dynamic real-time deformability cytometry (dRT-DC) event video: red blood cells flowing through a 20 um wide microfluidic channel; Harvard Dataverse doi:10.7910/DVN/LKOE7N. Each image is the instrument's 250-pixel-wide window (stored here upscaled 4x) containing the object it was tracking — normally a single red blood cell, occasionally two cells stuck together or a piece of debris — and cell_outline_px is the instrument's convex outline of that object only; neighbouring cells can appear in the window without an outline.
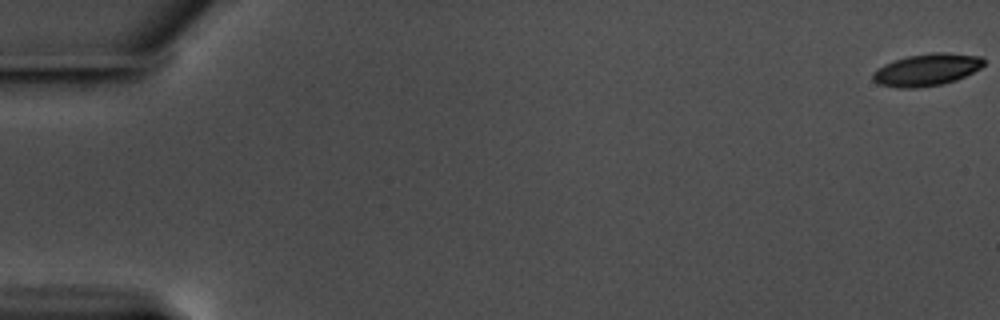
{"species": "common noctule bat (a hibernating species)", "species_latin": "Nyctalus noctula", "temperature_condition": "warm", "stored_images_in_passage": 59, "camera_frame_rate_fps": 3000, "um_per_image_px": 0.085, "animal": {"sex": "male", "body_mass_g": 17.5, "forearm_length_mm": 52.3}, "frame": {"image": 1, "passage_image": 1, "time_ms": 0.0, "image_size_px": [1000, 320], "cell_outline_px": [[984, 64], [980, 68], [956, 80], [944, 84], [916, 88], [896, 88], [880, 84], [872, 80], [872, 72], [884, 64], [908, 56], [932, 52], [944, 52], [980, 56], [984, 60]], "centroid_in_image_um": [78.75, 5.93], "position_along_channel_um": 6.2, "area_um2": 20.75}}
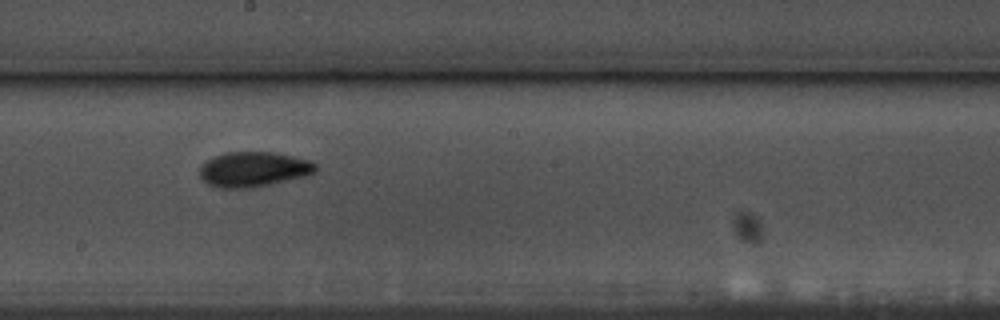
{"frame": {"image": 2, "passage_image": 34, "time_ms": 11.0, "image_size_px": [1000, 320], "cell_outline_px": [[316, 172], [304, 176], [252, 188], [220, 188], [208, 184], [200, 176], [200, 164], [224, 152], [272, 152], [292, 156], [308, 160], [316, 164]], "centroid_in_image_um": [21.52, 14.39], "position_along_channel_um": 226.7, "area_um2": 23.47}}
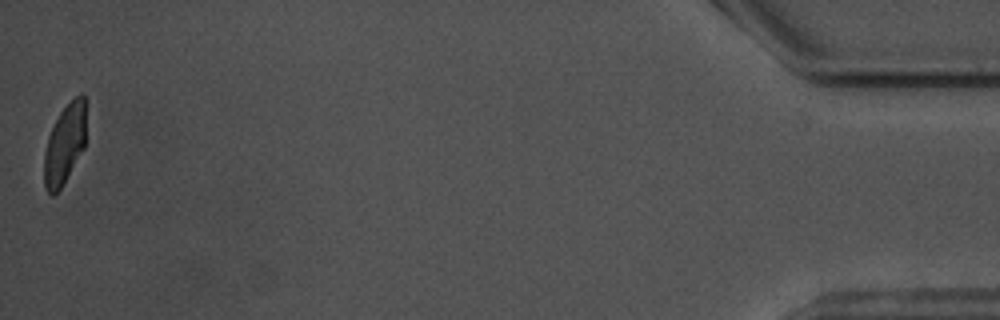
{"frame": {"image": 3, "passage_image": 59, "time_ms": 19.333, "image_size_px": [1000, 320], "cell_outline_px": [[84, 148], [60, 188], [52, 196], [48, 192], [44, 184], [44, 152], [48, 136], [60, 112], [80, 92], [84, 92]], "centroid_in_image_um": [5.47, 12.26], "position_along_channel_um": 429.7, "area_um2": 18.96}, "authors_computed_cell_mechanics": {"area_um2": 21.386, "velocity_mm_per_s": 3.5363, "shape_relaxation_time_tau1_ms": 3.03, "shape_relaxation_time_tau2_ms": 3.5311, "deformation_change_tau1": 0.1267, "deformation_change_tau2": 0.089}}